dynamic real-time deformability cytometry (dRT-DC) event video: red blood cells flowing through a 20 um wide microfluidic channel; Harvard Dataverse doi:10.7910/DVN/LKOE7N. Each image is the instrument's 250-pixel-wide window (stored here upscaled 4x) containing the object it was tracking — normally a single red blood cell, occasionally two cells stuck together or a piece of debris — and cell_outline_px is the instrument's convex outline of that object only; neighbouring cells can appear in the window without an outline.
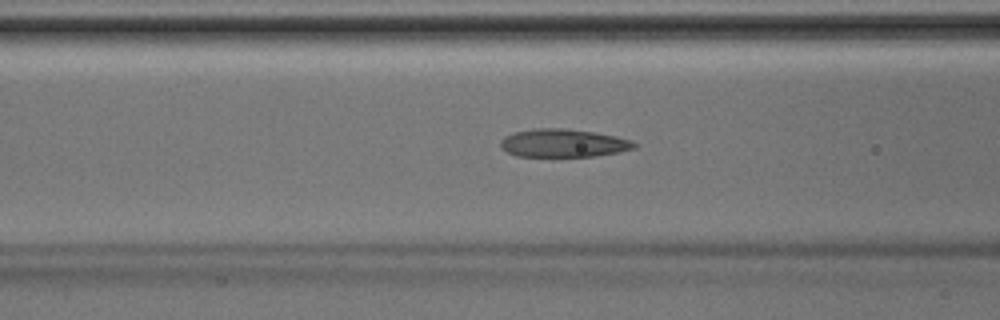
{"species": "Egyptian fruit bat (a non-hibernating species)", "species_latin": "Rousettus aegyptiacus", "temperature_condition": "room temperature", "stored_images_in_passage": 31, "camera_frame_rate_fps": 3000, "um_per_image_px": 0.085, "animal": {"sex": "male"}, "frame": {"image": 1, "passage_image": 5, "time_ms": 1.333, "image_size_px": [1000, 320], "cell_outline_px": [[636, 148], [620, 152], [596, 156], [516, 156], [500, 148], [500, 140], [504, 136], [516, 132], [536, 128], [564, 128], [592, 132], [616, 136], [632, 140], [636, 144]], "centroid_in_image_um": [47.88, 12.16], "position_along_channel_um": 118.7, "area_um2": 21.91}}
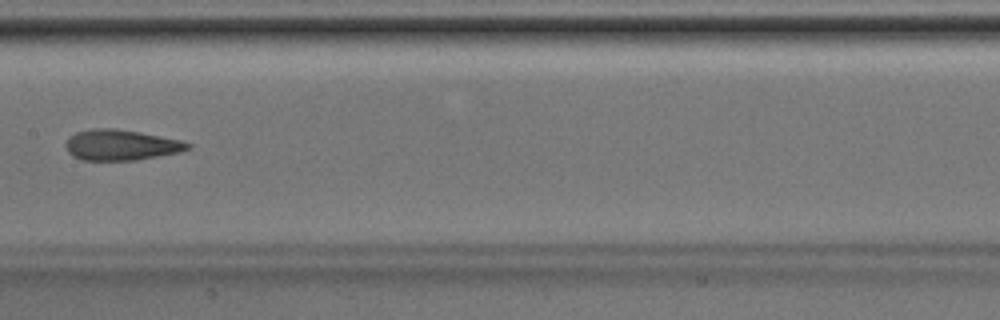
{"frame": {"image": 2, "passage_image": 10, "time_ms": 3.0, "image_size_px": [1000, 320], "cell_outline_px": [[192, 148], [180, 152], [136, 160], [80, 160], [72, 156], [68, 152], [64, 144], [68, 136], [76, 132], [92, 128], [116, 128], [140, 132], [180, 140], [192, 144]], "centroid_in_image_um": [10.25, 12.32], "position_along_channel_um": 197.1, "area_um2": 22.02}}